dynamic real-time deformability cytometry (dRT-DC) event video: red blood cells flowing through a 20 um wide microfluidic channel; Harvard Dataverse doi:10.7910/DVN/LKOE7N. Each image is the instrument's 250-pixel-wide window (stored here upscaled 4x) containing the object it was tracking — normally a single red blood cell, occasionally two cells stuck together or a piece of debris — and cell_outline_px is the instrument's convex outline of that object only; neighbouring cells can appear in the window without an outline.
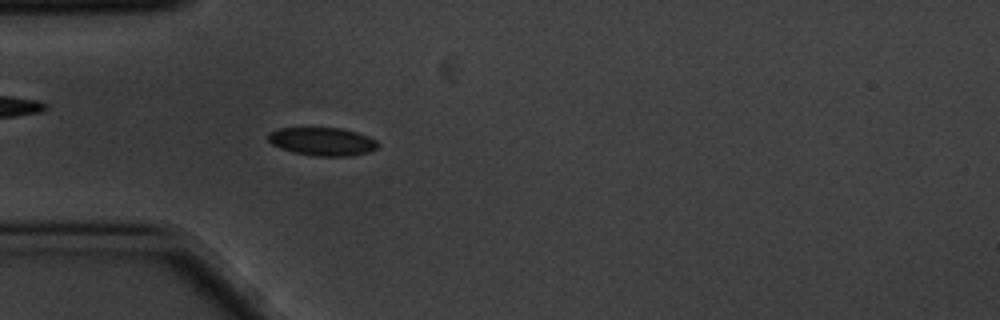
{"species": "common noctule bat (a hibernating species)", "species_latin": "Nyctalus noctula", "temperature_condition": "cold", "stored_images_in_passage": 4, "camera_frame_rate_fps": 3000, "um_per_image_px": 0.085, "animal": {"sex": "male", "body_mass_g": 20.1, "forearm_length_mm": 53.5}, "frame": {"image": 1, "passage_image": 4, "time_ms": 1.0, "image_size_px": [1000, 320], "cell_outline_px": [[380, 144], [376, 148], [368, 152], [348, 156], [320, 156], [296, 152], [272, 144], [268, 140], [268, 132], [280, 128], [340, 128], [356, 132], [368, 136], [376, 140]], "centroid_in_image_um": [27.43, 12.01], "position_along_channel_um": 57.6, "area_um2": 17.69}}